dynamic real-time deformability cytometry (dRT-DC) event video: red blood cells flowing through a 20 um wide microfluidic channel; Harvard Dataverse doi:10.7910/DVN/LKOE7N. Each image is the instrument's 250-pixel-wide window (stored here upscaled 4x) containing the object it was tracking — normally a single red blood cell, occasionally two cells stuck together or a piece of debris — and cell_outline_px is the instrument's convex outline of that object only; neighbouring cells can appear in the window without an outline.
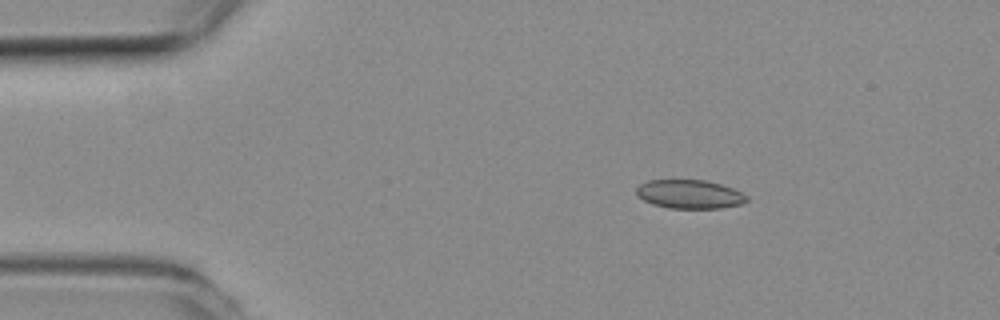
{"species": "common noctule bat (a hibernating species)", "species_latin": "Nyctalus noctula", "temperature_condition": "room temperature", "stored_images_in_passage": 47, "camera_frame_rate_fps": 3000, "um_per_image_px": 0.085, "animal": {"sex": "female", "body_mass_g": 19.3, "forearm_length_mm": 54.1}, "frame": {"image": 1, "passage_image": 2, "time_ms": 0.333, "image_size_px": [1000, 320], "cell_outline_px": [[748, 200], [744, 204], [720, 208], [668, 208], [652, 204], [636, 196], [636, 188], [640, 184], [648, 180], [708, 180], [732, 188], [748, 196]], "centroid_in_image_um": [58.61, 16.51], "position_along_channel_um": 26.4, "area_um2": 18.61}}
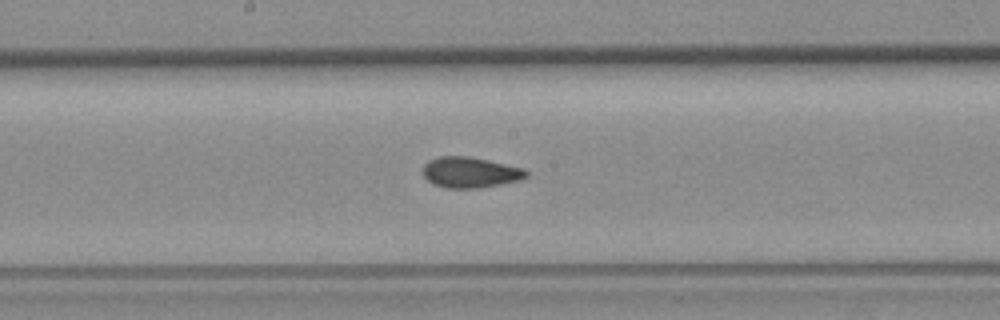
{"frame": {"image": 2, "passage_image": 21, "time_ms": 6.667, "image_size_px": [1000, 320], "cell_outline_px": [[528, 176], [520, 180], [500, 184], [476, 188], [444, 188], [428, 180], [424, 176], [424, 164], [428, 160], [440, 156], [468, 156], [488, 160], [524, 168], [528, 172]], "centroid_in_image_um": [39.98, 14.64], "position_along_channel_um": 208.2, "area_um2": 18.38}}
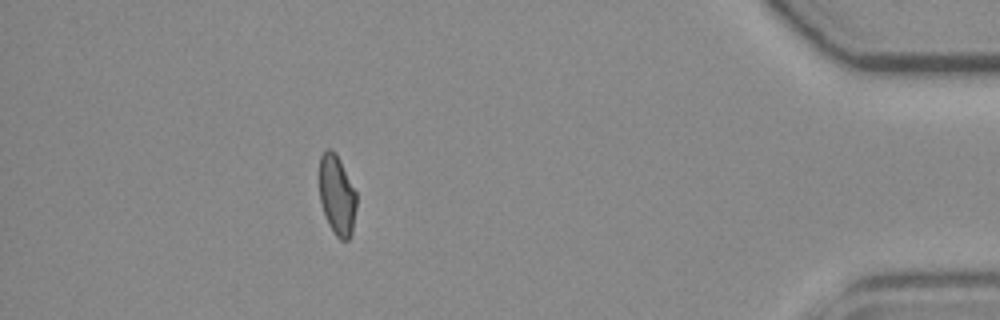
{"frame": {"image": 3, "passage_image": 41, "time_ms": 13.333, "image_size_px": [1000, 320], "cell_outline_px": [[356, 208], [352, 232], [348, 240], [340, 240], [336, 236], [328, 224], [320, 200], [320, 156], [328, 148], [332, 148], [336, 152], [356, 192]], "centroid_in_image_um": [28.65, 16.59], "position_along_channel_um": 406.6, "area_um2": 17.22}, "authors_computed_cell_mechanics": {"area_um2": 18.4382, "velocity_mm_per_s": 3.8205, "shape_relaxation_time_tau1_ms": null, "shape_relaxation_time_tau2_ms": 1.7247, "deformation_change_tau1": null, "deformation_change_tau2": 0.0428}}